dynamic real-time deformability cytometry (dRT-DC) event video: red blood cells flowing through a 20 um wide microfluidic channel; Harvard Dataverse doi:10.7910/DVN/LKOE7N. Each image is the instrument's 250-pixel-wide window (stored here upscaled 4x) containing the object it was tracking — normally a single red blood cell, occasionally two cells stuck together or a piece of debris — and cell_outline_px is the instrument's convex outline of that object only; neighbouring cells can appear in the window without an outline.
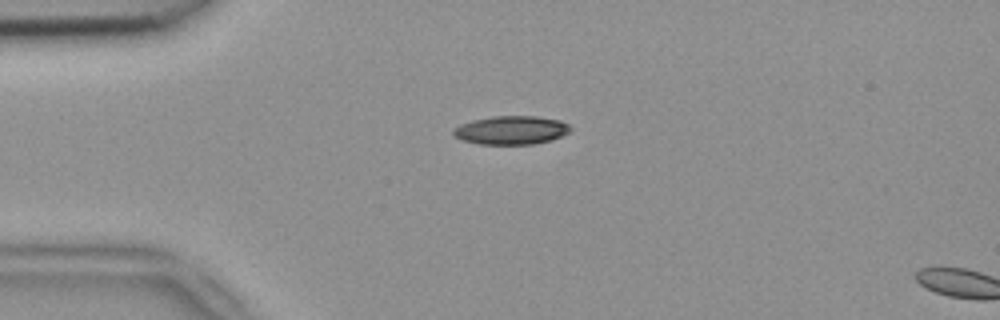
{"species": "common noctule bat (a hibernating species)", "species_latin": "Nyctalus noctula", "temperature_condition": "room temperature", "stored_images_in_passage": 3, "camera_frame_rate_fps": 3000, "um_per_image_px": 0.085, "animal": {"sex": "female", "body_mass_g": 18.4}, "frame": {"image": 1, "passage_image": 1, "time_ms": 0.0, "image_size_px": [1000, 320], "cell_outline_px": [[572, 132], [552, 140], [536, 144], [480, 144], [464, 140], [456, 136], [452, 132], [452, 128], [460, 124], [472, 120], [492, 116], [536, 116], [560, 120], [568, 124], [572, 128]], "centroid_in_image_um": [43.5, 11.06], "position_along_channel_um": 41.5, "area_um2": 19.65}}